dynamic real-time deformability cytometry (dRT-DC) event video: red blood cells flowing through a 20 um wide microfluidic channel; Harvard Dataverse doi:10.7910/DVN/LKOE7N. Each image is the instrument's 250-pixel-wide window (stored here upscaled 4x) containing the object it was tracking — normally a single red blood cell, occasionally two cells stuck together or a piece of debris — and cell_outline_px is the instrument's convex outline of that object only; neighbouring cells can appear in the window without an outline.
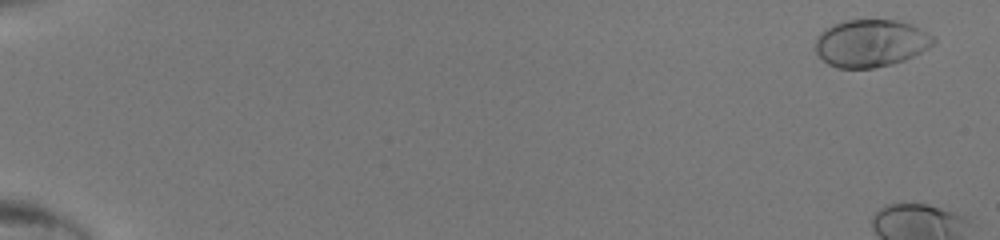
{"species": "human", "species_latin": "Homo sapiens", "temperature_condition": "room temperature", "stored_images_in_passage": 12, "camera_frame_rate_fps": 3000, "um_per_image_px": 0.085, "donor": {"sex": "male"}, "frame": {"image": 1, "passage_image": 3, "time_ms": 0.667, "image_size_px": [1000, 240], "cell_outline_px": [[936, 40], [928, 48], [904, 60], [892, 64], [872, 68], [836, 68], [828, 64], [816, 52], [816, 36], [824, 28], [844, 20], [896, 20], [912, 24], [920, 28], [932, 36]], "centroid_in_image_um": [73.99, 3.66], "position_along_channel_um": 11.0, "area_um2": 32.6}}